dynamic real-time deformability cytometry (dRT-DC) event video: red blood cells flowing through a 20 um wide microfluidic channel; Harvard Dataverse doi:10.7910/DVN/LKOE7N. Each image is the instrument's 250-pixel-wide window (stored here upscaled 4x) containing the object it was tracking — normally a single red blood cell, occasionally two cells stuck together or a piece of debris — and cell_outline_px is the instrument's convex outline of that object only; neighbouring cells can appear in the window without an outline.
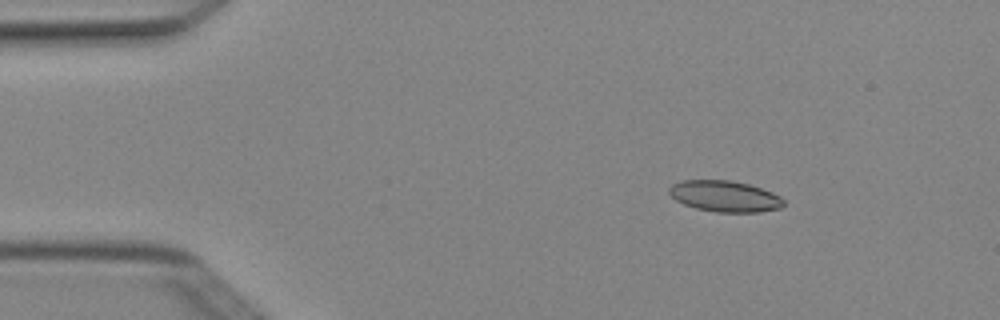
{"species": "Egyptian fruit bat (a non-hibernating species)", "species_latin": "Rousettus aegyptiacus", "temperature_condition": "cold", "stored_images_in_passage": 4, "camera_frame_rate_fps": 3000, "um_per_image_px": 0.085, "animal": {"sex": "female"}, "frame": {"image": 1, "passage_image": 2, "time_ms": 0.333, "image_size_px": [1000, 320], "cell_outline_px": [[784, 204], [780, 208], [760, 212], [716, 212], [696, 208], [684, 204], [676, 200], [668, 192], [668, 188], [672, 184], [684, 180], [732, 180], [748, 184], [772, 192], [780, 196], [784, 200]], "centroid_in_image_um": [61.6, 16.68], "position_along_channel_um": 23.4, "area_um2": 20.75}}
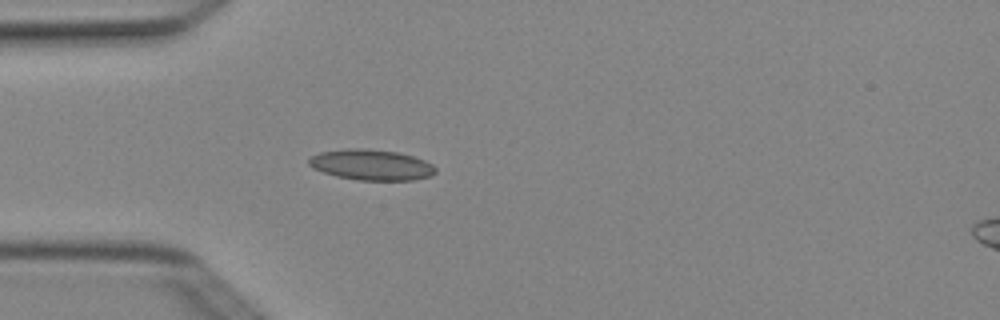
{"frame": {"image": 2, "passage_image": 4, "time_ms": 1.0, "image_size_px": [1000, 320], "cell_outline_px": [[436, 172], [432, 176], [412, 180], [360, 180], [336, 176], [312, 168], [308, 164], [308, 160], [312, 156], [320, 152], [344, 148], [364, 148], [400, 152], [424, 160], [432, 164], [436, 168]], "centroid_in_image_um": [31.57, 14.0], "position_along_channel_um": 53.4, "area_um2": 22.77}}